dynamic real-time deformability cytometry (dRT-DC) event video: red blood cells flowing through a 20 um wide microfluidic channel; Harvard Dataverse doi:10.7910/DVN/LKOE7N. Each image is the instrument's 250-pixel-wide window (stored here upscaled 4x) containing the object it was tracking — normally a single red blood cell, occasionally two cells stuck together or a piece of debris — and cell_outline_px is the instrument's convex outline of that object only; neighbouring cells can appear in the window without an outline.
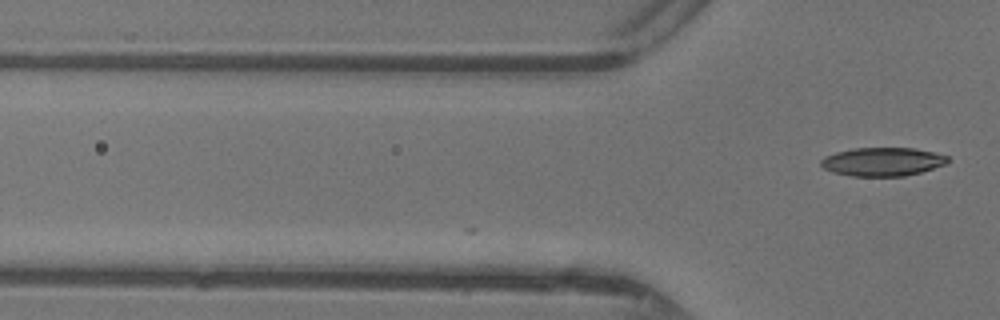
{"species": "common noctule bat (a hibernating species)", "species_latin": "Nyctalus noctula", "temperature_condition": "warm", "stored_images_in_passage": 6, "camera_frame_rate_fps": 3000, "um_per_image_px": 0.085, "animal": {"sex": "female"}, "frame": {"image": 1, "passage_image": 6, "time_ms": 1.667, "image_size_px": [1000, 320], "cell_outline_px": [[948, 160], [944, 164], [920, 172], [904, 176], [852, 176], [832, 172], [824, 168], [820, 164], [820, 160], [824, 156], [836, 152], [852, 148], [912, 148], [932, 152], [948, 156]], "centroid_in_image_um": [74.95, 13.74], "position_along_channel_um": 50.8, "area_um2": 20.92}}